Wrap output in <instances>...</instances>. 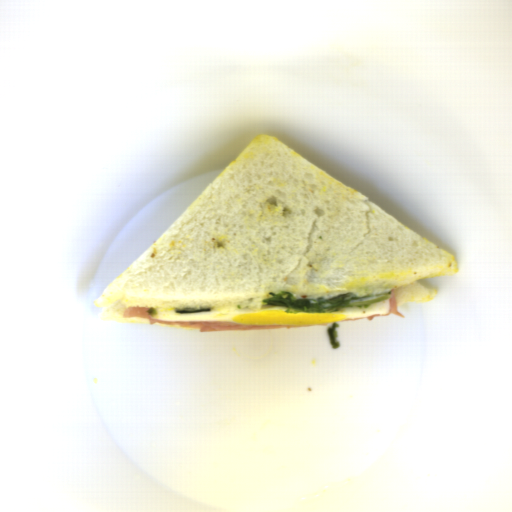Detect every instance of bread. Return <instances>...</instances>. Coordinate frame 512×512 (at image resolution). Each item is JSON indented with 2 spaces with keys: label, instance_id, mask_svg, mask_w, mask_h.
Returning a JSON list of instances; mask_svg holds the SVG:
<instances>
[{
  "label": "bread",
  "instance_id": "bread-1",
  "mask_svg": "<svg viewBox=\"0 0 512 512\" xmlns=\"http://www.w3.org/2000/svg\"><path fill=\"white\" fill-rule=\"evenodd\" d=\"M452 253L275 136L252 139L173 225L95 298L119 323L128 308L260 311L299 299L395 289L430 303L424 279L457 275Z\"/></svg>",
  "mask_w": 512,
  "mask_h": 512
}]
</instances>
